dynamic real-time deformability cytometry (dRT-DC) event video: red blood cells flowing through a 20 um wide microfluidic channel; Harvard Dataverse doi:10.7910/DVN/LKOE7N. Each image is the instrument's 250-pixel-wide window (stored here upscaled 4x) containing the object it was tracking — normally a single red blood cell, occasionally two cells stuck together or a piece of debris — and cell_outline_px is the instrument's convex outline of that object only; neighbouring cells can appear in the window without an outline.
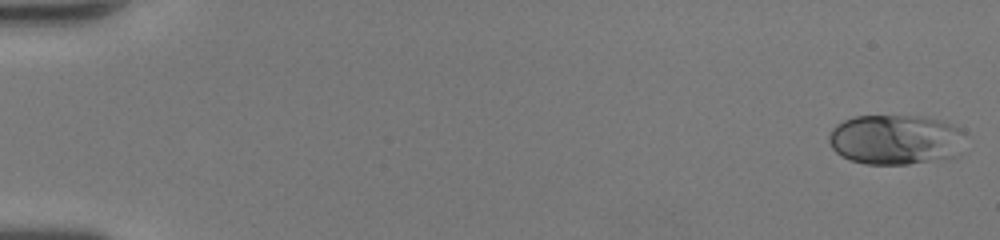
{"species": "human", "species_latin": "Homo sapiens", "temperature_condition": "room temperature", "stored_images_in_passage": 49, "camera_frame_rate_fps": 3000, "um_per_image_px": 0.085, "donor": {"sex": "female"}, "frame": {"image": 1, "passage_image": 1, "time_ms": 0.0, "image_size_px": [1000, 240], "cell_outline_px": [[964, 132], [956, 156], [908, 164], [864, 164], [848, 160], [840, 156], [832, 148], [828, 140], [828, 136], [832, 128], [836, 124], [844, 120], [856, 116], [924, 116], [940, 120], [952, 124]], "centroid_in_image_um": [76.05, 11.86], "position_along_channel_um": 9.0, "area_um2": 39.71}}
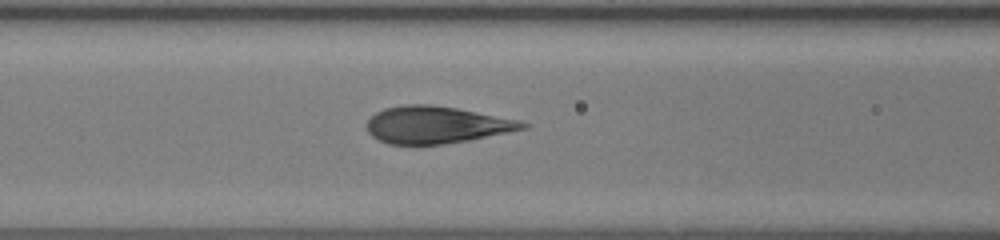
{"frame": {"image": 2, "passage_image": 22, "time_ms": 7.0, "image_size_px": [1000, 240], "cell_outline_px": [[528, 128], [468, 140], [444, 144], [388, 144], [372, 136], [368, 132], [368, 120], [376, 112], [384, 108], [404, 104], [428, 104], [456, 108], [520, 120], [528, 124]], "centroid_in_image_um": [37.08, 10.6], "position_along_channel_um": 129.5, "area_um2": 33.41}}
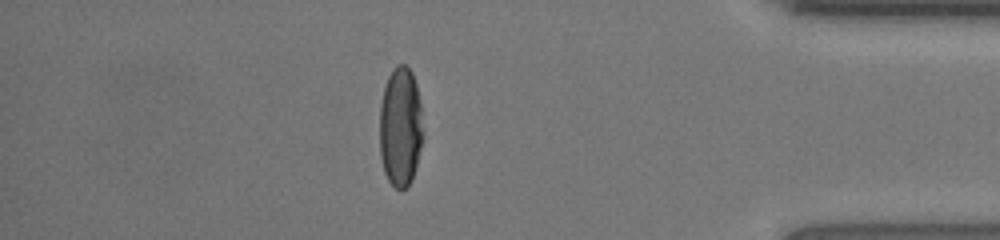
{"frame": {"image": 3, "passage_image": 43, "time_ms": 14.0, "image_size_px": [1000, 240], "cell_outline_px": [[424, 136], [416, 168], [412, 180], [408, 188], [396, 188], [388, 180], [384, 172], [380, 156], [380, 104], [384, 88], [388, 76], [392, 68], [396, 64], [404, 64], [412, 72], [416, 84], [420, 100]], "centroid_in_image_um": [34.05, 10.79], "position_along_channel_um": 401.1, "area_um2": 30.81}, "authors_computed_cell_mechanics": {"area_um2": 35.1424, "velocity_mm_per_s": 4.3329, "shape_relaxation_time_tau1_ms": 3.6513, "shape_relaxation_time_tau2_ms": null, "deformation_change_tau1": 0.1894, "deformation_change_tau2": null}}